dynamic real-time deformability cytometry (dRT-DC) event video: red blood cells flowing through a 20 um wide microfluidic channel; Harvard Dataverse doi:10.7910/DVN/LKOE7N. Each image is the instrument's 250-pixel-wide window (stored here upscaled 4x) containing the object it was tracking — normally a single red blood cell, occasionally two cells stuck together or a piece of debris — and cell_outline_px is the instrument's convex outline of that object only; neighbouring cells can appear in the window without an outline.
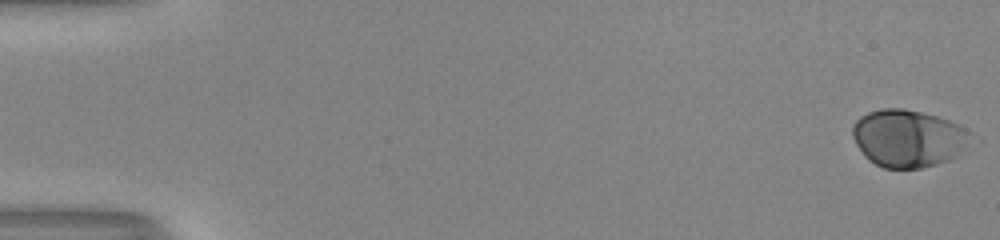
{"species": "human", "species_latin": "Homo sapiens", "temperature_condition": "room temperature", "stored_images_in_passage": 53, "camera_frame_rate_fps": 3000, "um_per_image_px": 0.085, "donor": {"sex": "male"}, "frame": {"image": 1, "passage_image": 1, "time_ms": 0.0, "image_size_px": [1000, 240], "cell_outline_px": [[972, 136], [956, 156], [948, 160], [936, 164], [920, 168], [884, 168], [868, 160], [864, 156], [856, 144], [852, 136], [852, 124], [860, 116], [868, 112], [884, 108], [904, 108], [936, 116], [948, 120], [972, 132]], "centroid_in_image_um": [77.14, 11.75], "position_along_channel_um": 7.9, "area_um2": 39.36}}
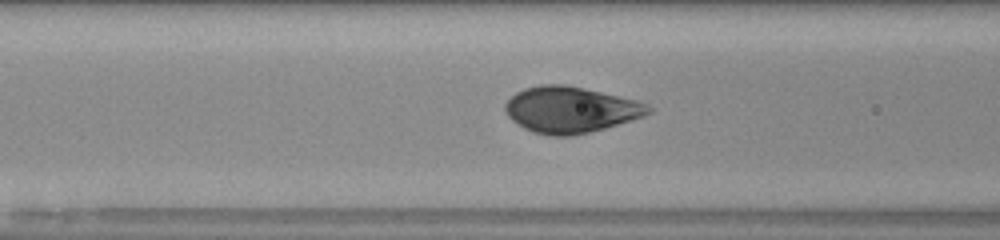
{"frame": {"image": 2, "passage_image": 23, "time_ms": 7.333, "image_size_px": [1000, 240], "cell_outline_px": [[652, 112], [644, 116], [632, 120], [604, 128], [588, 132], [568, 136], [552, 136], [532, 132], [524, 128], [512, 120], [508, 116], [504, 108], [504, 104], [516, 92], [524, 88], [540, 84], [564, 84], [584, 88], [636, 100], [648, 104], [652, 108]], "centroid_in_image_um": [48.49, 9.32], "position_along_channel_um": 118.1, "area_um2": 38.44}}
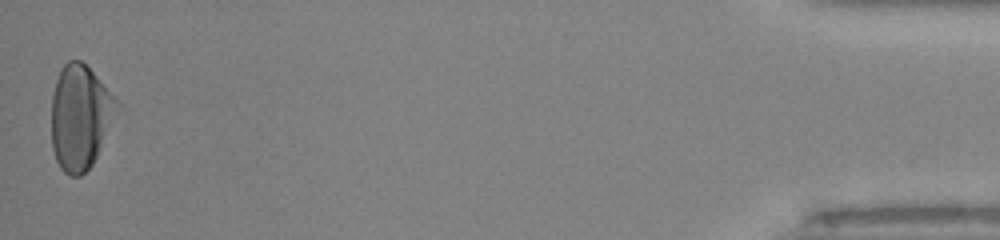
{"frame": {"image": 3, "passage_image": 53, "time_ms": 17.333, "image_size_px": [1000, 240], "cell_outline_px": [[124, 108], [92, 164], [80, 176], [68, 176], [60, 168], [56, 160], [52, 148], [52, 96], [56, 80], [60, 68], [68, 60], [80, 60], [96, 76]], "centroid_in_image_um": [6.86, 9.97], "position_along_channel_um": 428.3, "area_um2": 40.52}, "authors_computed_cell_mechanics": {"area_um2": 38.8994, "velocity_mm_per_s": 4.0242, "shape_relaxation_time_tau1_ms": 2.8501, "shape_relaxation_time_tau2_ms": null, "deformation_change_tau1": 0.1474, "deformation_change_tau2": null}}